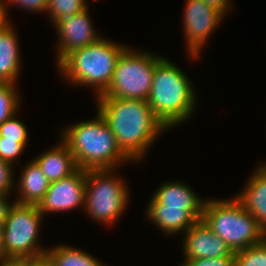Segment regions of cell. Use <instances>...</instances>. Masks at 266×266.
<instances>
[{"label":"cell","instance_id":"obj_1","mask_svg":"<svg viewBox=\"0 0 266 266\" xmlns=\"http://www.w3.org/2000/svg\"><path fill=\"white\" fill-rule=\"evenodd\" d=\"M96 99L98 112L131 162L144 158L160 133L168 130L154 115L148 101L115 97Z\"/></svg>","mask_w":266,"mask_h":266},{"label":"cell","instance_id":"obj_2","mask_svg":"<svg viewBox=\"0 0 266 266\" xmlns=\"http://www.w3.org/2000/svg\"><path fill=\"white\" fill-rule=\"evenodd\" d=\"M97 113V119L74 123L63 128L59 138L74 155L79 169H117L118 165L131 160L119 148L116 137L105 119Z\"/></svg>","mask_w":266,"mask_h":266},{"label":"cell","instance_id":"obj_3","mask_svg":"<svg viewBox=\"0 0 266 266\" xmlns=\"http://www.w3.org/2000/svg\"><path fill=\"white\" fill-rule=\"evenodd\" d=\"M165 58L161 56L155 63L147 101L154 115L170 129L190 119L195 109L196 94L187 75Z\"/></svg>","mask_w":266,"mask_h":266},{"label":"cell","instance_id":"obj_4","mask_svg":"<svg viewBox=\"0 0 266 266\" xmlns=\"http://www.w3.org/2000/svg\"><path fill=\"white\" fill-rule=\"evenodd\" d=\"M126 47L101 37L97 42L69 53L58 68L66 81L91 86L98 97L108 89L117 59Z\"/></svg>","mask_w":266,"mask_h":266},{"label":"cell","instance_id":"obj_5","mask_svg":"<svg viewBox=\"0 0 266 266\" xmlns=\"http://www.w3.org/2000/svg\"><path fill=\"white\" fill-rule=\"evenodd\" d=\"M202 220L233 253L262 243L266 232L257 219L234 197L206 199Z\"/></svg>","mask_w":266,"mask_h":266},{"label":"cell","instance_id":"obj_6","mask_svg":"<svg viewBox=\"0 0 266 266\" xmlns=\"http://www.w3.org/2000/svg\"><path fill=\"white\" fill-rule=\"evenodd\" d=\"M111 170L86 171L84 209L92 220L112 225L126 210L129 191L126 183Z\"/></svg>","mask_w":266,"mask_h":266},{"label":"cell","instance_id":"obj_7","mask_svg":"<svg viewBox=\"0 0 266 266\" xmlns=\"http://www.w3.org/2000/svg\"><path fill=\"white\" fill-rule=\"evenodd\" d=\"M161 56L126 47L118 57L108 89L98 97L149 99L155 63Z\"/></svg>","mask_w":266,"mask_h":266},{"label":"cell","instance_id":"obj_8","mask_svg":"<svg viewBox=\"0 0 266 266\" xmlns=\"http://www.w3.org/2000/svg\"><path fill=\"white\" fill-rule=\"evenodd\" d=\"M42 218L38 205L15 203L3 224V258L45 255L47 249L38 242Z\"/></svg>","mask_w":266,"mask_h":266},{"label":"cell","instance_id":"obj_9","mask_svg":"<svg viewBox=\"0 0 266 266\" xmlns=\"http://www.w3.org/2000/svg\"><path fill=\"white\" fill-rule=\"evenodd\" d=\"M185 4L182 21L184 22L185 46L189 57L196 59L207 38L217 30L224 16L202 0H187Z\"/></svg>","mask_w":266,"mask_h":266},{"label":"cell","instance_id":"obj_10","mask_svg":"<svg viewBox=\"0 0 266 266\" xmlns=\"http://www.w3.org/2000/svg\"><path fill=\"white\" fill-rule=\"evenodd\" d=\"M86 171L78 169L72 175L50 183L43 200L38 204L40 212L59 213L84 206Z\"/></svg>","mask_w":266,"mask_h":266},{"label":"cell","instance_id":"obj_11","mask_svg":"<svg viewBox=\"0 0 266 266\" xmlns=\"http://www.w3.org/2000/svg\"><path fill=\"white\" fill-rule=\"evenodd\" d=\"M88 7L73 16L57 21L53 26L58 33L57 65L74 50L97 42L102 36L97 35Z\"/></svg>","mask_w":266,"mask_h":266},{"label":"cell","instance_id":"obj_12","mask_svg":"<svg viewBox=\"0 0 266 266\" xmlns=\"http://www.w3.org/2000/svg\"><path fill=\"white\" fill-rule=\"evenodd\" d=\"M184 233L182 244L184 260L235 256L228 245L203 220H199Z\"/></svg>","mask_w":266,"mask_h":266},{"label":"cell","instance_id":"obj_13","mask_svg":"<svg viewBox=\"0 0 266 266\" xmlns=\"http://www.w3.org/2000/svg\"><path fill=\"white\" fill-rule=\"evenodd\" d=\"M146 217L163 234L184 233L189 227L202 220L203 209H182L174 207H147Z\"/></svg>","mask_w":266,"mask_h":266},{"label":"cell","instance_id":"obj_14","mask_svg":"<svg viewBox=\"0 0 266 266\" xmlns=\"http://www.w3.org/2000/svg\"><path fill=\"white\" fill-rule=\"evenodd\" d=\"M206 199L200 197L183 182H164L153 194L148 207L204 209Z\"/></svg>","mask_w":266,"mask_h":266},{"label":"cell","instance_id":"obj_15","mask_svg":"<svg viewBox=\"0 0 266 266\" xmlns=\"http://www.w3.org/2000/svg\"><path fill=\"white\" fill-rule=\"evenodd\" d=\"M255 170L248 178L244 190L235 198L257 219L266 232V164L259 165Z\"/></svg>","mask_w":266,"mask_h":266},{"label":"cell","instance_id":"obj_16","mask_svg":"<svg viewBox=\"0 0 266 266\" xmlns=\"http://www.w3.org/2000/svg\"><path fill=\"white\" fill-rule=\"evenodd\" d=\"M34 160L50 183L64 179L79 169L74 155L62 140L52 149L37 155Z\"/></svg>","mask_w":266,"mask_h":266},{"label":"cell","instance_id":"obj_17","mask_svg":"<svg viewBox=\"0 0 266 266\" xmlns=\"http://www.w3.org/2000/svg\"><path fill=\"white\" fill-rule=\"evenodd\" d=\"M10 23L0 28V82L17 84L21 67L20 44Z\"/></svg>","mask_w":266,"mask_h":266},{"label":"cell","instance_id":"obj_18","mask_svg":"<svg viewBox=\"0 0 266 266\" xmlns=\"http://www.w3.org/2000/svg\"><path fill=\"white\" fill-rule=\"evenodd\" d=\"M21 172V176L17 181L18 197L15 199L18 204L38 205L44 198L47 192L50 181L43 174L40 166L33 159Z\"/></svg>","mask_w":266,"mask_h":266},{"label":"cell","instance_id":"obj_19","mask_svg":"<svg viewBox=\"0 0 266 266\" xmlns=\"http://www.w3.org/2000/svg\"><path fill=\"white\" fill-rule=\"evenodd\" d=\"M45 255L54 266H106L86 251L64 244L47 249Z\"/></svg>","mask_w":266,"mask_h":266},{"label":"cell","instance_id":"obj_20","mask_svg":"<svg viewBox=\"0 0 266 266\" xmlns=\"http://www.w3.org/2000/svg\"><path fill=\"white\" fill-rule=\"evenodd\" d=\"M86 0H48L47 11L50 15V23L75 15L87 8Z\"/></svg>","mask_w":266,"mask_h":266},{"label":"cell","instance_id":"obj_21","mask_svg":"<svg viewBox=\"0 0 266 266\" xmlns=\"http://www.w3.org/2000/svg\"><path fill=\"white\" fill-rule=\"evenodd\" d=\"M15 86L13 83L0 82V125L20 108V96Z\"/></svg>","mask_w":266,"mask_h":266},{"label":"cell","instance_id":"obj_22","mask_svg":"<svg viewBox=\"0 0 266 266\" xmlns=\"http://www.w3.org/2000/svg\"><path fill=\"white\" fill-rule=\"evenodd\" d=\"M234 266H266V239L235 253Z\"/></svg>","mask_w":266,"mask_h":266},{"label":"cell","instance_id":"obj_23","mask_svg":"<svg viewBox=\"0 0 266 266\" xmlns=\"http://www.w3.org/2000/svg\"><path fill=\"white\" fill-rule=\"evenodd\" d=\"M15 116L16 114L0 125V137H3V139L16 140L18 143H27L28 129L26 125L15 118Z\"/></svg>","mask_w":266,"mask_h":266},{"label":"cell","instance_id":"obj_24","mask_svg":"<svg viewBox=\"0 0 266 266\" xmlns=\"http://www.w3.org/2000/svg\"><path fill=\"white\" fill-rule=\"evenodd\" d=\"M25 145L27 143H18L16 140L0 137V160L13 165L16 158L24 151Z\"/></svg>","mask_w":266,"mask_h":266},{"label":"cell","instance_id":"obj_25","mask_svg":"<svg viewBox=\"0 0 266 266\" xmlns=\"http://www.w3.org/2000/svg\"><path fill=\"white\" fill-rule=\"evenodd\" d=\"M14 165L9 164L5 161L0 160V194L10 195L11 190L14 189L17 183L14 182Z\"/></svg>","mask_w":266,"mask_h":266},{"label":"cell","instance_id":"obj_26","mask_svg":"<svg viewBox=\"0 0 266 266\" xmlns=\"http://www.w3.org/2000/svg\"><path fill=\"white\" fill-rule=\"evenodd\" d=\"M5 3V12L7 17H9V13L7 12L9 9L7 6L11 4L17 5L18 7H22L25 10L34 12H46L47 11V3L48 0H4ZM9 3V4H8Z\"/></svg>","mask_w":266,"mask_h":266},{"label":"cell","instance_id":"obj_27","mask_svg":"<svg viewBox=\"0 0 266 266\" xmlns=\"http://www.w3.org/2000/svg\"><path fill=\"white\" fill-rule=\"evenodd\" d=\"M180 266H234V257H217V258L184 260L183 263L180 264Z\"/></svg>","mask_w":266,"mask_h":266},{"label":"cell","instance_id":"obj_28","mask_svg":"<svg viewBox=\"0 0 266 266\" xmlns=\"http://www.w3.org/2000/svg\"><path fill=\"white\" fill-rule=\"evenodd\" d=\"M11 195L0 194V226H3L12 207L15 205L16 202L8 201V197Z\"/></svg>","mask_w":266,"mask_h":266},{"label":"cell","instance_id":"obj_29","mask_svg":"<svg viewBox=\"0 0 266 266\" xmlns=\"http://www.w3.org/2000/svg\"><path fill=\"white\" fill-rule=\"evenodd\" d=\"M206 2L211 8L220 12L223 16L226 15L232 8V0H202Z\"/></svg>","mask_w":266,"mask_h":266},{"label":"cell","instance_id":"obj_30","mask_svg":"<svg viewBox=\"0 0 266 266\" xmlns=\"http://www.w3.org/2000/svg\"><path fill=\"white\" fill-rule=\"evenodd\" d=\"M0 266H30V258H1Z\"/></svg>","mask_w":266,"mask_h":266},{"label":"cell","instance_id":"obj_31","mask_svg":"<svg viewBox=\"0 0 266 266\" xmlns=\"http://www.w3.org/2000/svg\"><path fill=\"white\" fill-rule=\"evenodd\" d=\"M30 266H54V265L46 255H43L41 257L30 258Z\"/></svg>","mask_w":266,"mask_h":266},{"label":"cell","instance_id":"obj_32","mask_svg":"<svg viewBox=\"0 0 266 266\" xmlns=\"http://www.w3.org/2000/svg\"><path fill=\"white\" fill-rule=\"evenodd\" d=\"M10 19L7 17L5 12V3L4 0H0V28L6 25Z\"/></svg>","mask_w":266,"mask_h":266},{"label":"cell","instance_id":"obj_33","mask_svg":"<svg viewBox=\"0 0 266 266\" xmlns=\"http://www.w3.org/2000/svg\"><path fill=\"white\" fill-rule=\"evenodd\" d=\"M3 258V226H0V259Z\"/></svg>","mask_w":266,"mask_h":266}]
</instances>
